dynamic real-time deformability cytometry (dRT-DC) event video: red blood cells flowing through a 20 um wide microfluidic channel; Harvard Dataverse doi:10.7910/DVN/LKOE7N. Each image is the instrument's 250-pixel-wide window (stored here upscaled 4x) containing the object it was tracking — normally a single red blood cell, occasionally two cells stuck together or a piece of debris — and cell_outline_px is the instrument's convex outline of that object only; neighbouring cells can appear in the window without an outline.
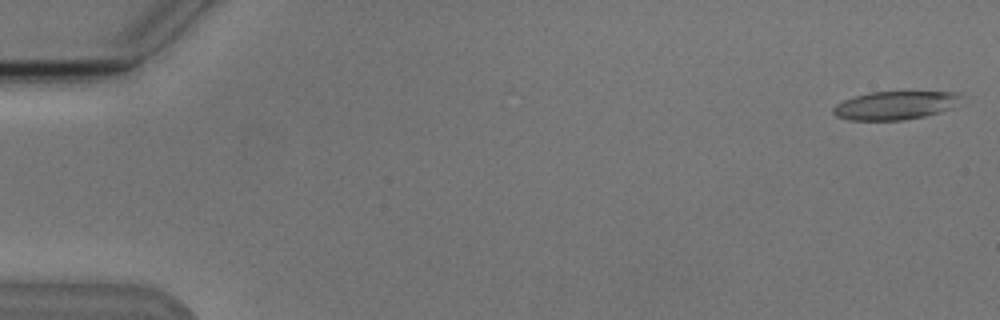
{"species": "Egyptian fruit bat (a non-hibernating species)", "species_latin": "Rousettus aegyptiacus", "temperature_condition": "cold", "stored_images_in_passage": 2, "camera_frame_rate_fps": 3000, "um_per_image_px": 0.085, "animal": {"sex": "male"}, "frame": {"image": 1, "passage_image": 1, "time_ms": 0.0, "image_size_px": [1000, 320], "cell_outline_px": [[964, 96], [948, 108], [940, 112], [924, 116], [904, 120], [848, 120], [836, 116], [832, 112], [832, 108], [836, 104], [844, 100], [856, 96], [872, 92], [960, 92]], "centroid_in_image_um": [76.05, 8.96], "position_along_channel_um": 8.9, "area_um2": 20.92}}